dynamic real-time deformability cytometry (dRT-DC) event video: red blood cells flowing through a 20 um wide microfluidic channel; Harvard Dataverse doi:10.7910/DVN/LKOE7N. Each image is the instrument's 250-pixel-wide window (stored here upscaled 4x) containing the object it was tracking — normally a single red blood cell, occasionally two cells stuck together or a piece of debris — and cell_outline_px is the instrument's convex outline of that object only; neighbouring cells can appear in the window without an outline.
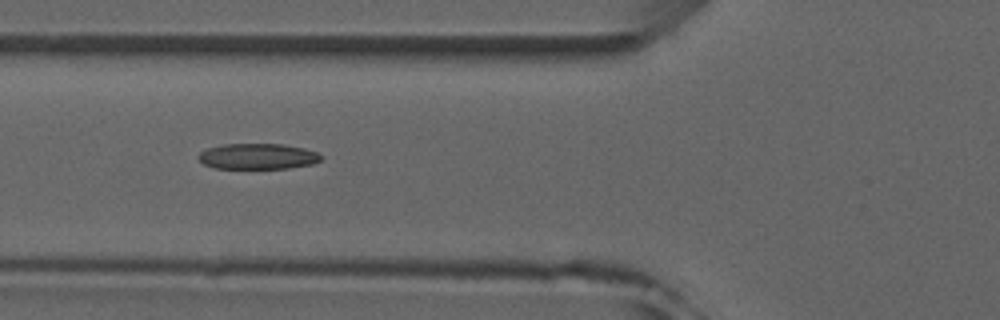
{"species": "common noctule bat (a hibernating species)", "species_latin": "Nyctalus noctula", "temperature_condition": "room temperature", "stored_images_in_passage": 6, "camera_frame_rate_fps": 3000, "um_per_image_px": 0.085, "animal": {"sex": "male", "forearm_length_mm": 52.5}, "frame": {"image": 1, "passage_image": 3, "time_ms": 2.333, "image_size_px": [1000, 320], "cell_outline_px": [[324, 156], [320, 160], [312, 164], [288, 168], [216, 168], [204, 164], [196, 156], [200, 152], [208, 148], [224, 144], [284, 144], [304, 148], [316, 152]], "centroid_in_image_um": [21.92, 13.28], "position_along_channel_um": 103.9, "area_um2": 18.32}}
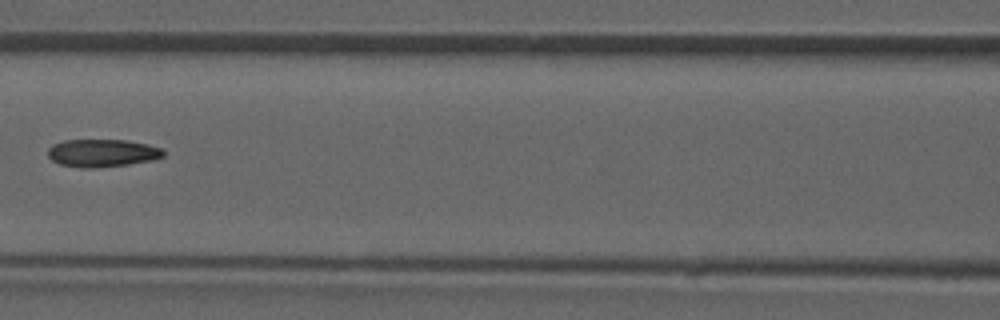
{"frame": {"image": 2, "passage_image": 4, "time_ms": 3.667, "image_size_px": [1000, 320], "cell_outline_px": [[164, 156], [152, 160], [128, 164], [92, 168], [84, 168], [60, 164], [52, 160], [48, 156], [48, 148], [52, 144], [64, 140], [128, 140], [148, 144], [160, 148], [164, 152]], "centroid_in_image_um": [8.67, 13.0], "position_along_channel_um": 157.9, "area_um2": 18.61}}